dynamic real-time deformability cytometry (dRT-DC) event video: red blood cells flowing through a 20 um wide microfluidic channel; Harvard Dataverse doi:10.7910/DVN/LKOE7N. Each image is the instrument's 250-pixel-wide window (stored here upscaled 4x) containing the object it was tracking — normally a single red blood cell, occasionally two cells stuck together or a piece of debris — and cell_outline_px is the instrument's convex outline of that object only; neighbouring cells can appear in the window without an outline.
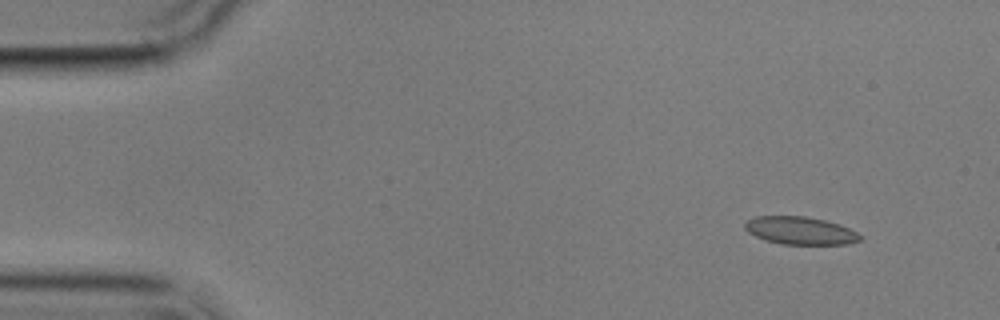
{"species": "common noctule bat (a hibernating species)", "species_latin": "Nyctalus noctula", "temperature_condition": "cold", "stored_images_in_passage": 4, "camera_frame_rate_fps": 3000, "um_per_image_px": 0.085, "animal": {"sex": "male", "body_mass_g": 17.9}, "frame": {"image": 1, "passage_image": 1, "time_ms": 0.0, "image_size_px": [1000, 320], "cell_outline_px": [[860, 240], [848, 244], [780, 244], [756, 236], [748, 232], [744, 228], [744, 224], [748, 220], [756, 216], [804, 216], [824, 220], [840, 224], [856, 232], [860, 236]], "centroid_in_image_um": [68.01, 19.6], "position_along_channel_um": 17.0, "area_um2": 18.44}}
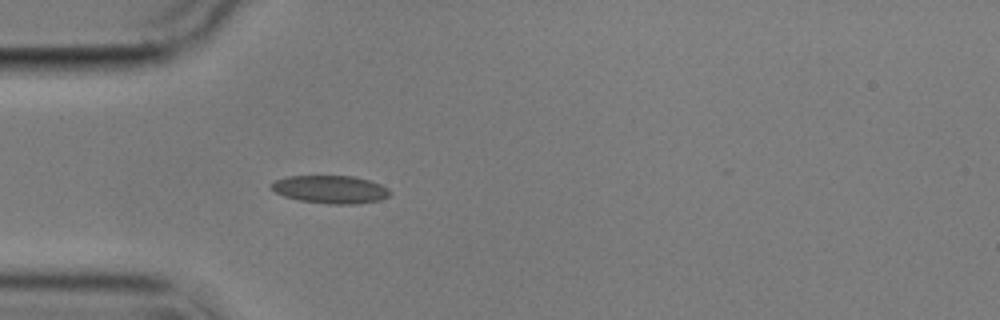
{"frame": {"image": 2, "passage_image": 4, "time_ms": 3.667, "image_size_px": [1000, 320], "cell_outline_px": [[392, 192], [388, 196], [380, 200], [356, 204], [328, 204], [300, 200], [284, 196], [276, 192], [268, 184], [276, 180], [288, 176], [352, 176], [368, 180], [380, 184], [388, 188]], "centroid_in_image_um": [28.09, 16.1], "position_along_channel_um": 56.9, "area_um2": 19.25}}